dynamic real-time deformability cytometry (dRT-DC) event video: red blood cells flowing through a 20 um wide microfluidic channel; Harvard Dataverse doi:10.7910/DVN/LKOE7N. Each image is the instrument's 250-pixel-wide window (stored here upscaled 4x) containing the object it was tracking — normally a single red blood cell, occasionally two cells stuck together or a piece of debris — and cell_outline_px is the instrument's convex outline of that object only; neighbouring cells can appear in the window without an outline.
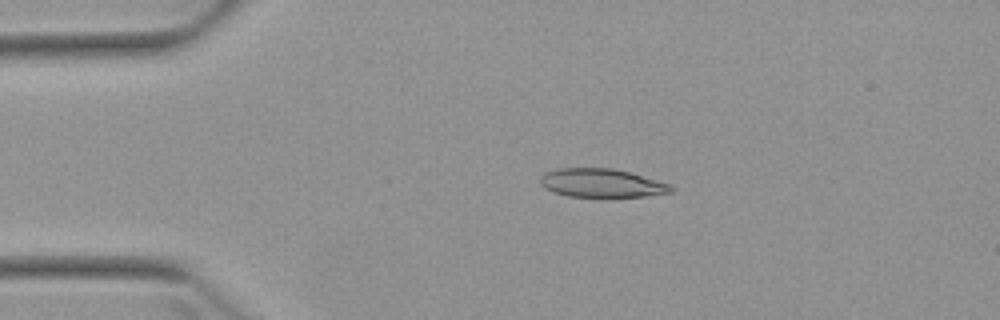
{"species": "Egyptian fruit bat (a non-hibernating species)", "species_latin": "Rousettus aegyptiacus", "temperature_condition": "warm", "stored_images_in_passage": 3, "camera_frame_rate_fps": 3000, "um_per_image_px": 0.085, "animal": {"sex": "female"}, "frame": {"image": 1, "passage_image": 2, "time_ms": 1.333, "image_size_px": [1000, 320], "cell_outline_px": [[676, 188], [672, 192], [644, 196], [604, 200], [568, 196], [544, 188], [540, 184], [540, 176], [544, 172], [560, 168], [612, 168], [628, 172], [668, 184]], "centroid_in_image_um": [51.11, 15.61], "position_along_channel_um": 33.9, "area_um2": 22.48}}